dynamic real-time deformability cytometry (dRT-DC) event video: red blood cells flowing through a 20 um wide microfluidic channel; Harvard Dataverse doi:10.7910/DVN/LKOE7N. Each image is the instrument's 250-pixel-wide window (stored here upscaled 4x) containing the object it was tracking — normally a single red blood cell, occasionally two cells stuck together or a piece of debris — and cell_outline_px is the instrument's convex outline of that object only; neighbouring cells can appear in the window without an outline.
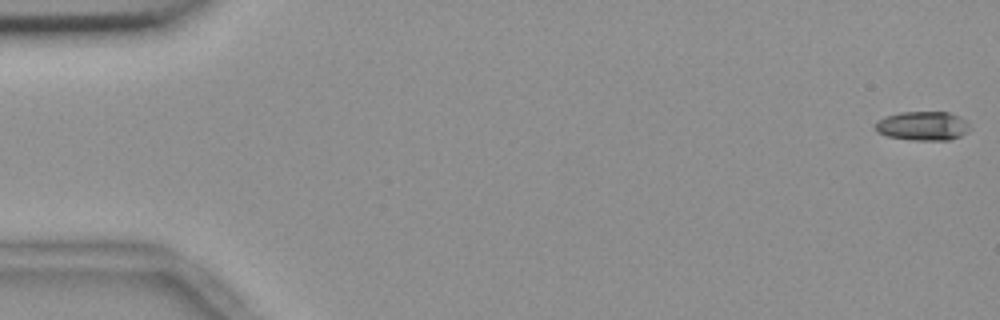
{"species": "common noctule bat (a hibernating species)", "species_latin": "Nyctalus noctula", "temperature_condition": "room temperature", "stored_images_in_passage": 56, "camera_frame_rate_fps": 3000, "um_per_image_px": 0.085, "animal": {"sex": "female", "body_mass_g": 18.4}, "frame": {"image": 1, "passage_image": 1, "time_ms": 0.0, "image_size_px": [1000, 320], "cell_outline_px": [[972, 128], [968, 132], [960, 136], [948, 140], [908, 140], [888, 136], [876, 132], [872, 128], [884, 116], [900, 112], [948, 112], [960, 116]], "centroid_in_image_um": [78.42, 10.71], "position_along_channel_um": 6.6, "area_um2": 16.18}}
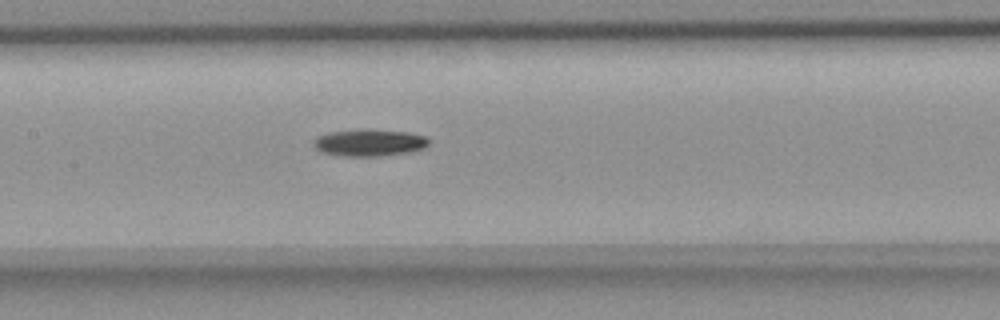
{"frame": {"image": 2, "passage_image": 27, "time_ms": 8.667, "image_size_px": [1000, 320], "cell_outline_px": [[432, 140], [424, 148], [412, 152], [380, 156], [340, 156], [320, 152], [312, 144], [312, 140], [316, 136], [328, 132], [364, 128], [368, 128], [408, 132], [428, 136]], "centroid_in_image_um": [31.4, 12.11], "position_along_channel_um": 176.0, "area_um2": 18.79}}
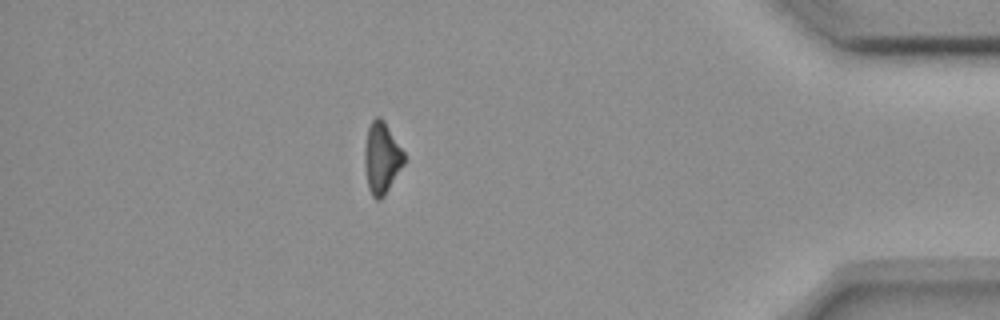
{"frame": {"image": 3, "passage_image": 49, "time_ms": 16.0, "image_size_px": [1000, 320], "cell_outline_px": [[404, 164], [384, 196], [380, 200], [376, 200], [372, 196], [368, 188], [364, 164], [364, 148], [368, 128], [372, 120], [376, 116], [380, 116], [384, 120], [404, 152]], "centroid_in_image_um": [32.43, 13.43], "position_along_channel_um": 402.8, "area_um2": 16.47}, "authors_computed_cell_mechanics": {"area_um2": 16.8487, "velocity_mm_per_s": 3.6807, "shape_relaxation_time_tau1_ms": 8.7956, "shape_relaxation_time_tau2_ms": null, "deformation_change_tau1": 0.165, "deformation_change_tau2": null}}